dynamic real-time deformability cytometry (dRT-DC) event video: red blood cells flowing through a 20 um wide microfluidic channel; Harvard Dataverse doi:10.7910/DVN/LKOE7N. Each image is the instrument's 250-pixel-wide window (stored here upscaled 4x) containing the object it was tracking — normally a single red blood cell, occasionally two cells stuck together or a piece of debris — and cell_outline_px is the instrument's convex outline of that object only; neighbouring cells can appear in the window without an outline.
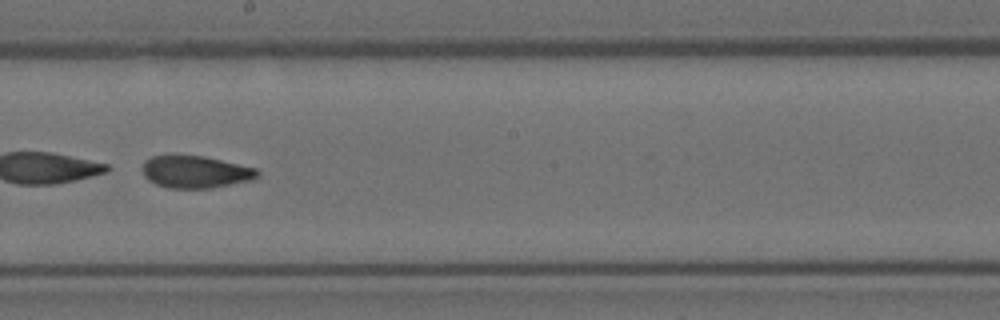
{"species": "Egyptian fruit bat (a non-hibernating species)", "species_latin": "Rousettus aegyptiacus", "temperature_condition": "room temperature", "stored_images_in_passage": 36, "camera_frame_rate_fps": 3000, "um_per_image_px": 0.085, "animal": {"sex": "female"}, "frame": {"image": 1, "passage_image": 16, "time_ms": 5.0, "image_size_px": [1000, 320], "cell_outline_px": [[260, 176], [252, 180], [212, 188], [168, 188], [156, 184], [148, 180], [144, 176], [144, 160], [152, 156], [172, 152], [204, 156], [256, 168], [260, 172]], "centroid_in_image_um": [16.59, 14.57], "position_along_channel_um": 231.6, "area_um2": 22.25}}